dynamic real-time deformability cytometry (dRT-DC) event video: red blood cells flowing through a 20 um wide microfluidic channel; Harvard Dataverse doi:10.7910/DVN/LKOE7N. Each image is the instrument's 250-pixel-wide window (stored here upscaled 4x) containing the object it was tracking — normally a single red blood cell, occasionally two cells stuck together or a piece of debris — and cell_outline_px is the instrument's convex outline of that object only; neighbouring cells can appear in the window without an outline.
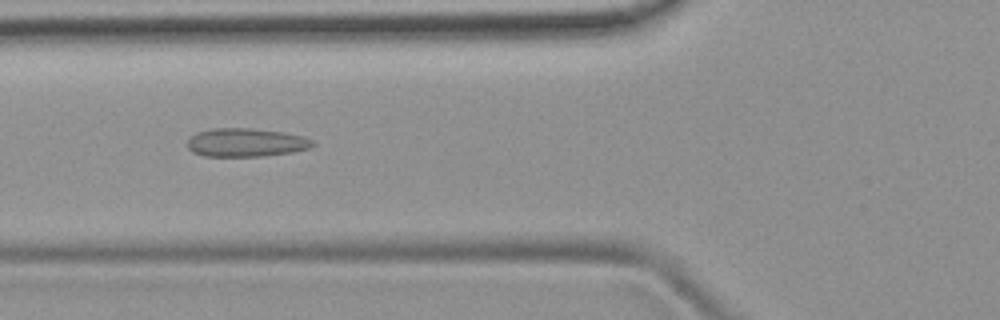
{"species": "common noctule bat (a hibernating species)", "species_latin": "Nyctalus noctula", "temperature_condition": "room temperature", "stored_images_in_passage": 51, "camera_frame_rate_fps": 3000, "um_per_image_px": 0.085, "animal": {"sex": "female", "body_mass_g": 19.9}, "frame": {"image": 1, "passage_image": 19, "time_ms": 6.0, "image_size_px": [1000, 320], "cell_outline_px": [[316, 144], [308, 148], [292, 152], [260, 156], [204, 156], [192, 152], [188, 148], [188, 140], [196, 132], [212, 128], [252, 128], [284, 132], [304, 136], [312, 140]], "centroid_in_image_um": [20.9, 12.1], "position_along_channel_um": 104.9, "area_um2": 20.81}}
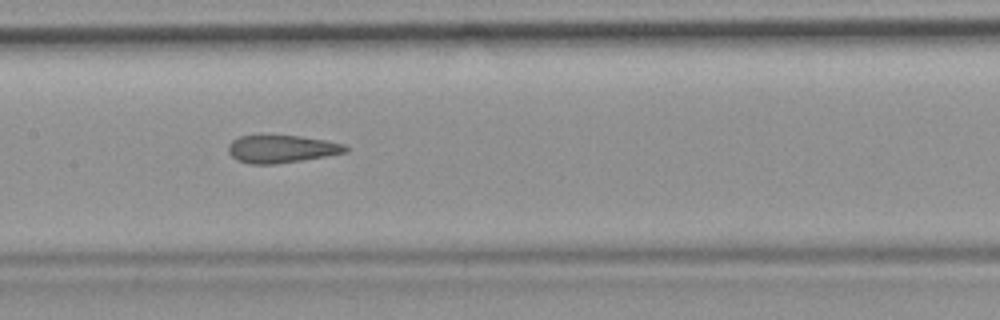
{"frame": {"image": 2, "passage_image": 25, "time_ms": 8.0, "image_size_px": [1000, 320], "cell_outline_px": [[348, 152], [276, 164], [248, 164], [236, 160], [228, 152], [228, 144], [232, 140], [240, 136], [300, 136], [324, 140], [344, 144], [348, 148]], "centroid_in_image_um": [23.89, 12.67], "position_along_channel_um": 183.5, "area_um2": 18.73}}
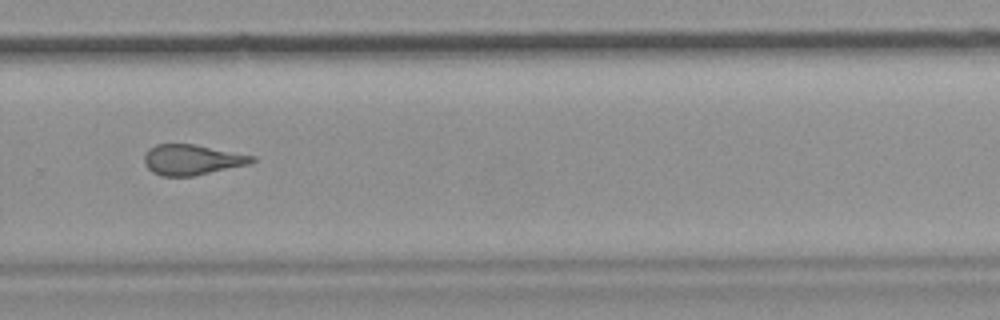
{"frame": {"image": 3, "passage_image": 35, "time_ms": 11.333, "image_size_px": [1000, 320], "cell_outline_px": [[256, 160], [248, 164], [192, 176], [160, 176], [152, 172], [144, 164], [144, 156], [148, 148], [156, 144], [196, 144], [256, 156]], "centroid_in_image_um": [16.29, 13.57], "position_along_channel_um": 313.5, "area_um2": 19.13}, "authors_computed_cell_mechanics": {"area_um2": 20.2878, "velocity_mm_per_s": 3.9232, "shape_relaxation_time_tau1_ms": null, "shape_relaxation_time_tau2_ms": 2.2292, "deformation_change_tau1": null, "deformation_change_tau2": 0.1034}}